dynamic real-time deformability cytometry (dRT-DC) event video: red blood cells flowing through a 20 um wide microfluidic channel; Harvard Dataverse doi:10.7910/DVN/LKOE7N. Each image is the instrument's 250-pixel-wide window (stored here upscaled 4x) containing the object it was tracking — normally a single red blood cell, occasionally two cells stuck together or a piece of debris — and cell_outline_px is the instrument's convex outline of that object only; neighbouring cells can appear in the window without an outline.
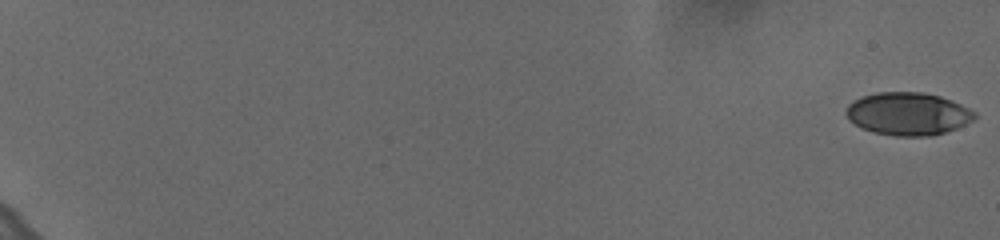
{"species": "human", "species_latin": "Homo sapiens", "temperature_condition": "cold", "stored_images_in_passage": 16, "camera_frame_rate_fps": 3000, "um_per_image_px": 0.085, "donor": {"sex": "female"}, "frame": {"image": 1, "passage_image": 1, "time_ms": 0.0, "image_size_px": [1000, 240], "cell_outline_px": [[976, 116], [972, 120], [956, 128], [932, 136], [896, 136], [872, 132], [856, 124], [844, 112], [848, 104], [852, 100], [876, 92], [924, 92], [940, 96], [952, 100], [976, 112]], "centroid_in_image_um": [77.18, 9.66], "position_along_channel_um": 7.8, "area_um2": 31.91}}